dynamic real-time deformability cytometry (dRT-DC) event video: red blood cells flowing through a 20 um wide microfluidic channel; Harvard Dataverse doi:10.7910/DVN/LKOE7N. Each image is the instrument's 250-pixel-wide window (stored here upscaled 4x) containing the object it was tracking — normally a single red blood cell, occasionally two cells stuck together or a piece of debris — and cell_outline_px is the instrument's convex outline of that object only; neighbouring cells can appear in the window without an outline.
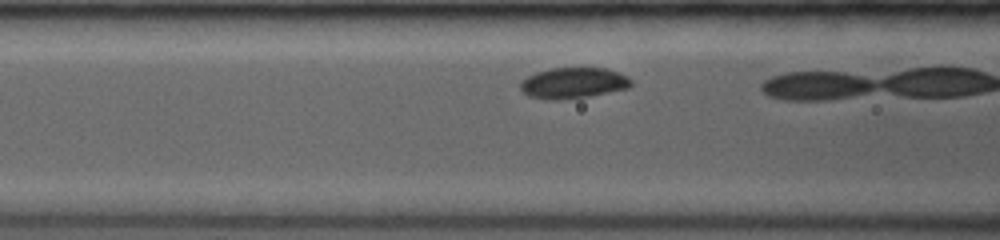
{"species": "common noctule bat (a hibernating species)", "species_latin": "Nyctalus noctula", "temperature_condition": "room temperature", "stored_images_in_passage": 20, "camera_frame_rate_fps": 3500, "um_per_image_px": 0.085, "animal": {"sex": "female", "body_mass_g": 19.0, "forearm_length_mm": 53.3}, "frame": {"image": 1, "passage_image": 7, "time_ms": 1.429, "image_size_px": [1000, 240], "cell_outline_px": [[632, 84], [628, 88], [588, 96], [560, 100], [552, 100], [528, 96], [520, 88], [520, 84], [528, 76], [536, 72], [552, 68], [604, 68], [628, 76], [632, 80]], "centroid_in_image_um": [48.73, 7.05], "position_along_channel_um": 117.9, "area_um2": 19.71}}